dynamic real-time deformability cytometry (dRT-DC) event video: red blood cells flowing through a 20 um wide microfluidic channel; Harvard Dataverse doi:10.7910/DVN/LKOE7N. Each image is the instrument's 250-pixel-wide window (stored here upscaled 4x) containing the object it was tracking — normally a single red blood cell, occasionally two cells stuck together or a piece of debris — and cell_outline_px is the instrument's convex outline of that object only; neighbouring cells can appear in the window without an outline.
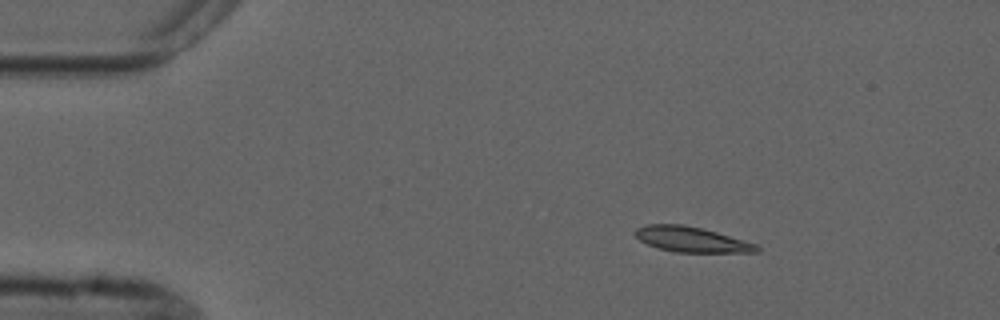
{"species": "common noctule bat (a hibernating species)", "species_latin": "Nyctalus noctula", "temperature_condition": "cold", "stored_images_in_passage": 4, "camera_frame_rate_fps": 3000, "um_per_image_px": 0.085, "animal": {"sex": "male", "forearm_length_mm": 52.5}, "frame": {"image": 1, "passage_image": 2, "time_ms": 2.0, "image_size_px": [1000, 320], "cell_outline_px": [[760, 252], [676, 252], [660, 248], [648, 244], [640, 240], [632, 232], [636, 228], [648, 224], [680, 224], [700, 228], [716, 232], [756, 244], [760, 248]], "centroid_in_image_um": [58.75, 20.35], "position_along_channel_um": 26.3, "area_um2": 17.63}}